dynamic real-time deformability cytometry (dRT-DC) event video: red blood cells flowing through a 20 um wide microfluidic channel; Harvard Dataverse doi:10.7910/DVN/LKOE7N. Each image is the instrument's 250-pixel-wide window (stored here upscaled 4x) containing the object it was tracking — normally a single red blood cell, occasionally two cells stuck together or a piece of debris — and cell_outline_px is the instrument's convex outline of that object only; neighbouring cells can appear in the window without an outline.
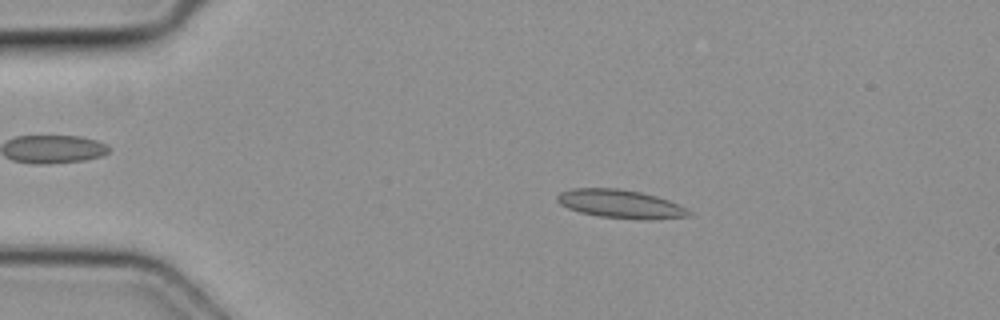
{"species": "common noctule bat (a hibernating species)", "species_latin": "Nyctalus noctula", "temperature_condition": "cold", "stored_images_in_passage": 3, "camera_frame_rate_fps": 3000, "um_per_image_px": 0.085, "animal": {"sex": "female", "body_mass_g": 19.3, "forearm_length_mm": 54.1}, "frame": {"image": 1, "passage_image": 2, "time_ms": 0.333, "image_size_px": [1000, 320], "cell_outline_px": [[692, 216], [648, 220], [596, 216], [580, 212], [568, 208], [560, 204], [556, 200], [556, 196], [560, 192], [572, 188], [620, 188], [640, 192], [656, 196], [668, 200], [692, 212]], "centroid_in_image_um": [52.71, 17.33], "position_along_channel_um": 32.3, "area_um2": 21.85}}